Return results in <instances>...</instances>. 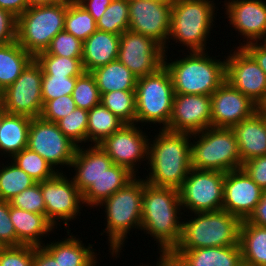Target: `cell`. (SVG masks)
I'll return each mask as SVG.
<instances>
[{
	"instance_id": "6da1fadb",
	"label": "cell",
	"mask_w": 266,
	"mask_h": 266,
	"mask_svg": "<svg viewBox=\"0 0 266 266\" xmlns=\"http://www.w3.org/2000/svg\"><path fill=\"white\" fill-rule=\"evenodd\" d=\"M181 209L178 189L153 186L144 180L141 231L159 243L161 259H165L181 240L183 222L178 216L184 214Z\"/></svg>"
},
{
	"instance_id": "7a4b0ae2",
	"label": "cell",
	"mask_w": 266,
	"mask_h": 266,
	"mask_svg": "<svg viewBox=\"0 0 266 266\" xmlns=\"http://www.w3.org/2000/svg\"><path fill=\"white\" fill-rule=\"evenodd\" d=\"M154 137L155 140L148 143L147 165H150V172L145 181L157 187L179 189L192 168V136L160 129Z\"/></svg>"
},
{
	"instance_id": "3957f363",
	"label": "cell",
	"mask_w": 266,
	"mask_h": 266,
	"mask_svg": "<svg viewBox=\"0 0 266 266\" xmlns=\"http://www.w3.org/2000/svg\"><path fill=\"white\" fill-rule=\"evenodd\" d=\"M175 94H197L211 96L226 80V60L214 59L205 51H191L184 58L167 63Z\"/></svg>"
},
{
	"instance_id": "277c9868",
	"label": "cell",
	"mask_w": 266,
	"mask_h": 266,
	"mask_svg": "<svg viewBox=\"0 0 266 266\" xmlns=\"http://www.w3.org/2000/svg\"><path fill=\"white\" fill-rule=\"evenodd\" d=\"M143 193L144 179L136 176L125 187L99 204V207L105 205L107 223L103 232L108 233L111 248L109 252L116 258L120 255L131 228L141 229Z\"/></svg>"
},
{
	"instance_id": "5b68a950",
	"label": "cell",
	"mask_w": 266,
	"mask_h": 266,
	"mask_svg": "<svg viewBox=\"0 0 266 266\" xmlns=\"http://www.w3.org/2000/svg\"><path fill=\"white\" fill-rule=\"evenodd\" d=\"M183 221L182 235L174 250L239 245L241 220L225 210L194 213Z\"/></svg>"
},
{
	"instance_id": "8992f818",
	"label": "cell",
	"mask_w": 266,
	"mask_h": 266,
	"mask_svg": "<svg viewBox=\"0 0 266 266\" xmlns=\"http://www.w3.org/2000/svg\"><path fill=\"white\" fill-rule=\"evenodd\" d=\"M191 136L196 140L191 142L193 169L226 173L242 167L238 143L231 128L209 127Z\"/></svg>"
},
{
	"instance_id": "52a82bcc",
	"label": "cell",
	"mask_w": 266,
	"mask_h": 266,
	"mask_svg": "<svg viewBox=\"0 0 266 266\" xmlns=\"http://www.w3.org/2000/svg\"><path fill=\"white\" fill-rule=\"evenodd\" d=\"M209 0H177L172 5L169 38L189 47L191 51H205L216 6Z\"/></svg>"
},
{
	"instance_id": "ba28073f",
	"label": "cell",
	"mask_w": 266,
	"mask_h": 266,
	"mask_svg": "<svg viewBox=\"0 0 266 266\" xmlns=\"http://www.w3.org/2000/svg\"><path fill=\"white\" fill-rule=\"evenodd\" d=\"M68 0L51 5L29 6L17 18L16 41L34 57L45 51L64 30Z\"/></svg>"
},
{
	"instance_id": "9c48e42d",
	"label": "cell",
	"mask_w": 266,
	"mask_h": 266,
	"mask_svg": "<svg viewBox=\"0 0 266 266\" xmlns=\"http://www.w3.org/2000/svg\"><path fill=\"white\" fill-rule=\"evenodd\" d=\"M135 92L136 125L138 122L153 125L158 123L163 124L162 129H166L175 93L172 78L165 66L153 74L138 78Z\"/></svg>"
},
{
	"instance_id": "30bf717a",
	"label": "cell",
	"mask_w": 266,
	"mask_h": 266,
	"mask_svg": "<svg viewBox=\"0 0 266 266\" xmlns=\"http://www.w3.org/2000/svg\"><path fill=\"white\" fill-rule=\"evenodd\" d=\"M224 178L225 172L191 168L178 189L184 212L185 209L191 213L222 210Z\"/></svg>"
},
{
	"instance_id": "8fae6325",
	"label": "cell",
	"mask_w": 266,
	"mask_h": 266,
	"mask_svg": "<svg viewBox=\"0 0 266 266\" xmlns=\"http://www.w3.org/2000/svg\"><path fill=\"white\" fill-rule=\"evenodd\" d=\"M42 68L34 58L15 82L1 92V108L9 114L40 117L43 108Z\"/></svg>"
},
{
	"instance_id": "7c38bea8",
	"label": "cell",
	"mask_w": 266,
	"mask_h": 266,
	"mask_svg": "<svg viewBox=\"0 0 266 266\" xmlns=\"http://www.w3.org/2000/svg\"><path fill=\"white\" fill-rule=\"evenodd\" d=\"M77 145L66 137L54 122L32 118L27 148L38 153L57 172L58 165L71 168ZM57 165V167H55Z\"/></svg>"
},
{
	"instance_id": "4fadbf2b",
	"label": "cell",
	"mask_w": 266,
	"mask_h": 266,
	"mask_svg": "<svg viewBox=\"0 0 266 266\" xmlns=\"http://www.w3.org/2000/svg\"><path fill=\"white\" fill-rule=\"evenodd\" d=\"M164 48L150 37L127 30L120 35L118 60L137 78L164 66Z\"/></svg>"
},
{
	"instance_id": "5bb4252c",
	"label": "cell",
	"mask_w": 266,
	"mask_h": 266,
	"mask_svg": "<svg viewBox=\"0 0 266 266\" xmlns=\"http://www.w3.org/2000/svg\"><path fill=\"white\" fill-rule=\"evenodd\" d=\"M45 204V215L54 225L61 219L64 225L74 220L80 214L82 194L73 180L68 179L62 172H57L52 178L39 182ZM80 205V206H79Z\"/></svg>"
},
{
	"instance_id": "9a60e30c",
	"label": "cell",
	"mask_w": 266,
	"mask_h": 266,
	"mask_svg": "<svg viewBox=\"0 0 266 266\" xmlns=\"http://www.w3.org/2000/svg\"><path fill=\"white\" fill-rule=\"evenodd\" d=\"M171 10V5L157 1L129 0L128 30L154 39L164 48V52H167Z\"/></svg>"
},
{
	"instance_id": "2e32d148",
	"label": "cell",
	"mask_w": 266,
	"mask_h": 266,
	"mask_svg": "<svg viewBox=\"0 0 266 266\" xmlns=\"http://www.w3.org/2000/svg\"><path fill=\"white\" fill-rule=\"evenodd\" d=\"M135 125L124 124L98 146L109 156L113 164L124 166L136 175L137 162H141L143 159L144 161L148 160L150 139L139 126Z\"/></svg>"
},
{
	"instance_id": "e0dca14e",
	"label": "cell",
	"mask_w": 266,
	"mask_h": 266,
	"mask_svg": "<svg viewBox=\"0 0 266 266\" xmlns=\"http://www.w3.org/2000/svg\"><path fill=\"white\" fill-rule=\"evenodd\" d=\"M225 58L226 81L258 105L266 94L264 71L242 47Z\"/></svg>"
},
{
	"instance_id": "ac0fdd59",
	"label": "cell",
	"mask_w": 266,
	"mask_h": 266,
	"mask_svg": "<svg viewBox=\"0 0 266 266\" xmlns=\"http://www.w3.org/2000/svg\"><path fill=\"white\" fill-rule=\"evenodd\" d=\"M211 107L210 96L175 94L166 130L193 134L211 127Z\"/></svg>"
},
{
	"instance_id": "d6986e66",
	"label": "cell",
	"mask_w": 266,
	"mask_h": 266,
	"mask_svg": "<svg viewBox=\"0 0 266 266\" xmlns=\"http://www.w3.org/2000/svg\"><path fill=\"white\" fill-rule=\"evenodd\" d=\"M263 190L240 168L225 173L222 210L247 220L260 202Z\"/></svg>"
},
{
	"instance_id": "ffe728a7",
	"label": "cell",
	"mask_w": 266,
	"mask_h": 266,
	"mask_svg": "<svg viewBox=\"0 0 266 266\" xmlns=\"http://www.w3.org/2000/svg\"><path fill=\"white\" fill-rule=\"evenodd\" d=\"M210 97L211 127L232 128L257 112V104L226 80Z\"/></svg>"
},
{
	"instance_id": "44dd1931",
	"label": "cell",
	"mask_w": 266,
	"mask_h": 266,
	"mask_svg": "<svg viewBox=\"0 0 266 266\" xmlns=\"http://www.w3.org/2000/svg\"><path fill=\"white\" fill-rule=\"evenodd\" d=\"M224 5L230 25L236 31L238 30V34L244 36L243 42L246 43H241L239 47L266 40V3L264 1L229 0Z\"/></svg>"
},
{
	"instance_id": "7402d4cb",
	"label": "cell",
	"mask_w": 266,
	"mask_h": 266,
	"mask_svg": "<svg viewBox=\"0 0 266 266\" xmlns=\"http://www.w3.org/2000/svg\"><path fill=\"white\" fill-rule=\"evenodd\" d=\"M166 266H243L239 245L173 250Z\"/></svg>"
},
{
	"instance_id": "603a6c76",
	"label": "cell",
	"mask_w": 266,
	"mask_h": 266,
	"mask_svg": "<svg viewBox=\"0 0 266 266\" xmlns=\"http://www.w3.org/2000/svg\"><path fill=\"white\" fill-rule=\"evenodd\" d=\"M90 145L85 149L78 146L71 162L76 171L71 179L81 194L113 165L112 160L98 145Z\"/></svg>"
},
{
	"instance_id": "cb8c5ba5",
	"label": "cell",
	"mask_w": 266,
	"mask_h": 266,
	"mask_svg": "<svg viewBox=\"0 0 266 266\" xmlns=\"http://www.w3.org/2000/svg\"><path fill=\"white\" fill-rule=\"evenodd\" d=\"M236 136L243 164L251 158L266 155V118L258 111L231 128Z\"/></svg>"
},
{
	"instance_id": "d4e9b609",
	"label": "cell",
	"mask_w": 266,
	"mask_h": 266,
	"mask_svg": "<svg viewBox=\"0 0 266 266\" xmlns=\"http://www.w3.org/2000/svg\"><path fill=\"white\" fill-rule=\"evenodd\" d=\"M120 35L96 30L83 42L82 65L85 72L118 59Z\"/></svg>"
},
{
	"instance_id": "484cf974",
	"label": "cell",
	"mask_w": 266,
	"mask_h": 266,
	"mask_svg": "<svg viewBox=\"0 0 266 266\" xmlns=\"http://www.w3.org/2000/svg\"><path fill=\"white\" fill-rule=\"evenodd\" d=\"M10 220L17 236V246H41L44 234L48 235L55 228L46 215L31 213L10 205Z\"/></svg>"
},
{
	"instance_id": "4316f807",
	"label": "cell",
	"mask_w": 266,
	"mask_h": 266,
	"mask_svg": "<svg viewBox=\"0 0 266 266\" xmlns=\"http://www.w3.org/2000/svg\"><path fill=\"white\" fill-rule=\"evenodd\" d=\"M135 177L136 175L128 168L113 164L82 194L83 204L91 208L99 206L105 199L125 187Z\"/></svg>"
},
{
	"instance_id": "83f0119b",
	"label": "cell",
	"mask_w": 266,
	"mask_h": 266,
	"mask_svg": "<svg viewBox=\"0 0 266 266\" xmlns=\"http://www.w3.org/2000/svg\"><path fill=\"white\" fill-rule=\"evenodd\" d=\"M65 239V240H64ZM59 242L42 245L58 262L59 266H95L97 253L92 245L84 246L82 241L72 234Z\"/></svg>"
},
{
	"instance_id": "f1b7e54d",
	"label": "cell",
	"mask_w": 266,
	"mask_h": 266,
	"mask_svg": "<svg viewBox=\"0 0 266 266\" xmlns=\"http://www.w3.org/2000/svg\"><path fill=\"white\" fill-rule=\"evenodd\" d=\"M32 118L25 115L9 114L1 108L0 151L11 158L27 148Z\"/></svg>"
},
{
	"instance_id": "f546056e",
	"label": "cell",
	"mask_w": 266,
	"mask_h": 266,
	"mask_svg": "<svg viewBox=\"0 0 266 266\" xmlns=\"http://www.w3.org/2000/svg\"><path fill=\"white\" fill-rule=\"evenodd\" d=\"M239 246L243 266H266V227L242 220L239 229Z\"/></svg>"
},
{
	"instance_id": "4dcf8cb0",
	"label": "cell",
	"mask_w": 266,
	"mask_h": 266,
	"mask_svg": "<svg viewBox=\"0 0 266 266\" xmlns=\"http://www.w3.org/2000/svg\"><path fill=\"white\" fill-rule=\"evenodd\" d=\"M100 94L136 90L137 77L118 59L91 71Z\"/></svg>"
},
{
	"instance_id": "1f68e13d",
	"label": "cell",
	"mask_w": 266,
	"mask_h": 266,
	"mask_svg": "<svg viewBox=\"0 0 266 266\" xmlns=\"http://www.w3.org/2000/svg\"><path fill=\"white\" fill-rule=\"evenodd\" d=\"M34 59L17 41L0 46V92L12 85Z\"/></svg>"
},
{
	"instance_id": "d6a6232c",
	"label": "cell",
	"mask_w": 266,
	"mask_h": 266,
	"mask_svg": "<svg viewBox=\"0 0 266 266\" xmlns=\"http://www.w3.org/2000/svg\"><path fill=\"white\" fill-rule=\"evenodd\" d=\"M125 123L101 103L88 111L87 142L99 145L106 137L111 136Z\"/></svg>"
},
{
	"instance_id": "836d02e7",
	"label": "cell",
	"mask_w": 266,
	"mask_h": 266,
	"mask_svg": "<svg viewBox=\"0 0 266 266\" xmlns=\"http://www.w3.org/2000/svg\"><path fill=\"white\" fill-rule=\"evenodd\" d=\"M64 30L84 42L97 30V24L90 13L76 0H68Z\"/></svg>"
},
{
	"instance_id": "e575fe53",
	"label": "cell",
	"mask_w": 266,
	"mask_h": 266,
	"mask_svg": "<svg viewBox=\"0 0 266 266\" xmlns=\"http://www.w3.org/2000/svg\"><path fill=\"white\" fill-rule=\"evenodd\" d=\"M125 124H136L135 90L112 91L101 95V102Z\"/></svg>"
},
{
	"instance_id": "d590c367",
	"label": "cell",
	"mask_w": 266,
	"mask_h": 266,
	"mask_svg": "<svg viewBox=\"0 0 266 266\" xmlns=\"http://www.w3.org/2000/svg\"><path fill=\"white\" fill-rule=\"evenodd\" d=\"M0 168V199L10 201L24 189L30 188L36 182L12 161Z\"/></svg>"
},
{
	"instance_id": "8d00e7d4",
	"label": "cell",
	"mask_w": 266,
	"mask_h": 266,
	"mask_svg": "<svg viewBox=\"0 0 266 266\" xmlns=\"http://www.w3.org/2000/svg\"><path fill=\"white\" fill-rule=\"evenodd\" d=\"M97 29L121 35L129 29V0H113L101 18Z\"/></svg>"
},
{
	"instance_id": "74e56055",
	"label": "cell",
	"mask_w": 266,
	"mask_h": 266,
	"mask_svg": "<svg viewBox=\"0 0 266 266\" xmlns=\"http://www.w3.org/2000/svg\"><path fill=\"white\" fill-rule=\"evenodd\" d=\"M34 58L47 75L79 77L85 72L82 58H69L51 54H37Z\"/></svg>"
},
{
	"instance_id": "f35d334b",
	"label": "cell",
	"mask_w": 266,
	"mask_h": 266,
	"mask_svg": "<svg viewBox=\"0 0 266 266\" xmlns=\"http://www.w3.org/2000/svg\"><path fill=\"white\" fill-rule=\"evenodd\" d=\"M12 162L27 173L36 183L52 178L55 171L38 153L23 149L12 157Z\"/></svg>"
},
{
	"instance_id": "ab89813d",
	"label": "cell",
	"mask_w": 266,
	"mask_h": 266,
	"mask_svg": "<svg viewBox=\"0 0 266 266\" xmlns=\"http://www.w3.org/2000/svg\"><path fill=\"white\" fill-rule=\"evenodd\" d=\"M72 98L77 108L87 111L101 102V94L91 72H84L77 78Z\"/></svg>"
},
{
	"instance_id": "60d3db41",
	"label": "cell",
	"mask_w": 266,
	"mask_h": 266,
	"mask_svg": "<svg viewBox=\"0 0 266 266\" xmlns=\"http://www.w3.org/2000/svg\"><path fill=\"white\" fill-rule=\"evenodd\" d=\"M56 124L60 131L77 146H80L79 143L87 142V110L76 108L72 113L57 121Z\"/></svg>"
},
{
	"instance_id": "b9f144b4",
	"label": "cell",
	"mask_w": 266,
	"mask_h": 266,
	"mask_svg": "<svg viewBox=\"0 0 266 266\" xmlns=\"http://www.w3.org/2000/svg\"><path fill=\"white\" fill-rule=\"evenodd\" d=\"M38 54H51L69 58H82L83 42L65 30L59 32L51 41L49 47Z\"/></svg>"
},
{
	"instance_id": "7bdbcfd3",
	"label": "cell",
	"mask_w": 266,
	"mask_h": 266,
	"mask_svg": "<svg viewBox=\"0 0 266 266\" xmlns=\"http://www.w3.org/2000/svg\"><path fill=\"white\" fill-rule=\"evenodd\" d=\"M78 77L47 75L42 71V100L46 101L72 95Z\"/></svg>"
},
{
	"instance_id": "ee69618b",
	"label": "cell",
	"mask_w": 266,
	"mask_h": 266,
	"mask_svg": "<svg viewBox=\"0 0 266 266\" xmlns=\"http://www.w3.org/2000/svg\"><path fill=\"white\" fill-rule=\"evenodd\" d=\"M9 203L13 207L45 215V204L40 183H35L30 188L24 189L21 193L15 195Z\"/></svg>"
},
{
	"instance_id": "f6af8a7d",
	"label": "cell",
	"mask_w": 266,
	"mask_h": 266,
	"mask_svg": "<svg viewBox=\"0 0 266 266\" xmlns=\"http://www.w3.org/2000/svg\"><path fill=\"white\" fill-rule=\"evenodd\" d=\"M76 108L77 107L72 95H63L46 101L43 104L40 117L46 121L56 123L60 119L72 113Z\"/></svg>"
},
{
	"instance_id": "bcb514c9",
	"label": "cell",
	"mask_w": 266,
	"mask_h": 266,
	"mask_svg": "<svg viewBox=\"0 0 266 266\" xmlns=\"http://www.w3.org/2000/svg\"><path fill=\"white\" fill-rule=\"evenodd\" d=\"M0 266H33V246L0 247Z\"/></svg>"
},
{
	"instance_id": "7dc6e473",
	"label": "cell",
	"mask_w": 266,
	"mask_h": 266,
	"mask_svg": "<svg viewBox=\"0 0 266 266\" xmlns=\"http://www.w3.org/2000/svg\"><path fill=\"white\" fill-rule=\"evenodd\" d=\"M7 246H17V236L10 220V203L0 199V247Z\"/></svg>"
},
{
	"instance_id": "c3c4849f",
	"label": "cell",
	"mask_w": 266,
	"mask_h": 266,
	"mask_svg": "<svg viewBox=\"0 0 266 266\" xmlns=\"http://www.w3.org/2000/svg\"><path fill=\"white\" fill-rule=\"evenodd\" d=\"M241 168L263 191L266 190V155L247 160Z\"/></svg>"
},
{
	"instance_id": "681fc988",
	"label": "cell",
	"mask_w": 266,
	"mask_h": 266,
	"mask_svg": "<svg viewBox=\"0 0 266 266\" xmlns=\"http://www.w3.org/2000/svg\"><path fill=\"white\" fill-rule=\"evenodd\" d=\"M17 17L0 8V46L16 41Z\"/></svg>"
},
{
	"instance_id": "f907efd6",
	"label": "cell",
	"mask_w": 266,
	"mask_h": 266,
	"mask_svg": "<svg viewBox=\"0 0 266 266\" xmlns=\"http://www.w3.org/2000/svg\"><path fill=\"white\" fill-rule=\"evenodd\" d=\"M242 48L257 62L266 74V43L251 42L244 44Z\"/></svg>"
},
{
	"instance_id": "816d5d0a",
	"label": "cell",
	"mask_w": 266,
	"mask_h": 266,
	"mask_svg": "<svg viewBox=\"0 0 266 266\" xmlns=\"http://www.w3.org/2000/svg\"><path fill=\"white\" fill-rule=\"evenodd\" d=\"M83 6L95 21L101 18L107 7L113 0H76Z\"/></svg>"
},
{
	"instance_id": "f5cc1de1",
	"label": "cell",
	"mask_w": 266,
	"mask_h": 266,
	"mask_svg": "<svg viewBox=\"0 0 266 266\" xmlns=\"http://www.w3.org/2000/svg\"><path fill=\"white\" fill-rule=\"evenodd\" d=\"M33 266H59L55 258L41 245L33 246Z\"/></svg>"
},
{
	"instance_id": "db71d44e",
	"label": "cell",
	"mask_w": 266,
	"mask_h": 266,
	"mask_svg": "<svg viewBox=\"0 0 266 266\" xmlns=\"http://www.w3.org/2000/svg\"><path fill=\"white\" fill-rule=\"evenodd\" d=\"M247 221L251 224L266 227V190L263 191L260 202Z\"/></svg>"
},
{
	"instance_id": "11a10c76",
	"label": "cell",
	"mask_w": 266,
	"mask_h": 266,
	"mask_svg": "<svg viewBox=\"0 0 266 266\" xmlns=\"http://www.w3.org/2000/svg\"><path fill=\"white\" fill-rule=\"evenodd\" d=\"M29 7L28 0H0V8L19 17Z\"/></svg>"
},
{
	"instance_id": "9f6ffc18",
	"label": "cell",
	"mask_w": 266,
	"mask_h": 266,
	"mask_svg": "<svg viewBox=\"0 0 266 266\" xmlns=\"http://www.w3.org/2000/svg\"><path fill=\"white\" fill-rule=\"evenodd\" d=\"M65 0H28L29 6L51 5Z\"/></svg>"
},
{
	"instance_id": "6f0895ef",
	"label": "cell",
	"mask_w": 266,
	"mask_h": 266,
	"mask_svg": "<svg viewBox=\"0 0 266 266\" xmlns=\"http://www.w3.org/2000/svg\"><path fill=\"white\" fill-rule=\"evenodd\" d=\"M257 111L266 117V94L264 98L258 103L257 105Z\"/></svg>"
},
{
	"instance_id": "680465c9",
	"label": "cell",
	"mask_w": 266,
	"mask_h": 266,
	"mask_svg": "<svg viewBox=\"0 0 266 266\" xmlns=\"http://www.w3.org/2000/svg\"><path fill=\"white\" fill-rule=\"evenodd\" d=\"M147 1H157V2H161L163 4L166 5H173L177 0H147Z\"/></svg>"
},
{
	"instance_id": "91938a15",
	"label": "cell",
	"mask_w": 266,
	"mask_h": 266,
	"mask_svg": "<svg viewBox=\"0 0 266 266\" xmlns=\"http://www.w3.org/2000/svg\"><path fill=\"white\" fill-rule=\"evenodd\" d=\"M140 266H143V265H140ZM144 266H149V265L144 264ZM156 266H166L164 259L159 258Z\"/></svg>"
},
{
	"instance_id": "94428289",
	"label": "cell",
	"mask_w": 266,
	"mask_h": 266,
	"mask_svg": "<svg viewBox=\"0 0 266 266\" xmlns=\"http://www.w3.org/2000/svg\"><path fill=\"white\" fill-rule=\"evenodd\" d=\"M0 125H1V107H0Z\"/></svg>"
}]
</instances>
